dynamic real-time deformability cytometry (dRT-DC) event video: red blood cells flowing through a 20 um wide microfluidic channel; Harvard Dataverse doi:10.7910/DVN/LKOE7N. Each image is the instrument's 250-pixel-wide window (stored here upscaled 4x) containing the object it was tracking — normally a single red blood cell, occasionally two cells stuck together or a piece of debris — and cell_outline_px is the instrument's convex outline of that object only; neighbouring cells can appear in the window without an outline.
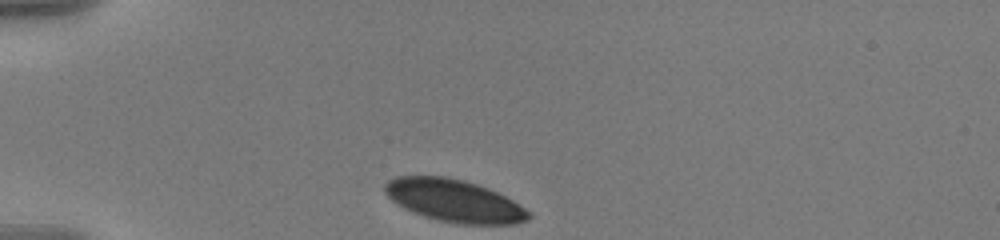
{"species": "human", "species_latin": "Homo sapiens", "temperature_condition": "warm", "stored_images_in_passage": 37, "camera_frame_rate_fps": 3000, "um_per_image_px": 0.085, "donor": {"sex": "male"}, "frame": {"image": 1, "passage_image": 1, "time_ms": 0.0, "image_size_px": [1000, 240], "cell_outline_px": [[532, 216], [528, 220], [516, 224], [456, 224], [424, 216], [412, 212], [404, 208], [392, 200], [384, 192], [384, 184], [388, 180], [396, 176], [444, 176], [464, 180], [488, 188], [512, 200], [532, 212]], "centroid_in_image_um": [38.62, 17.06], "position_along_channel_um": 46.4, "area_um2": 35.6}}
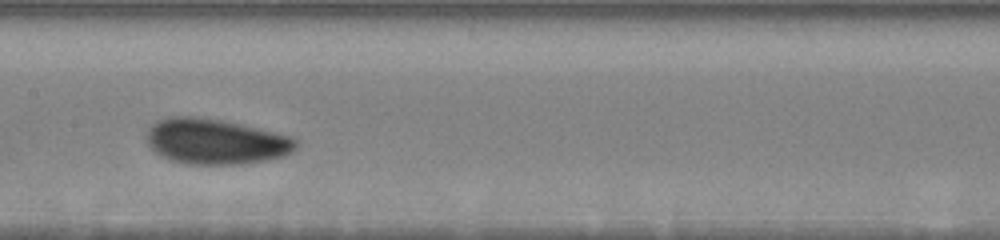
{"frame": {"image": 2, "passage_image": 16, "time_ms": 5.0, "image_size_px": [1000, 240], "cell_outline_px": [[296, 148], [292, 152], [280, 156], [264, 160], [240, 164], [188, 164], [172, 160], [156, 152], [148, 144], [148, 128], [156, 120], [168, 116], [196, 116], [224, 120], [292, 136], [296, 140]], "centroid_in_image_um": [18.31, 12.0], "position_along_channel_um": 189.1, "area_um2": 39.36}}
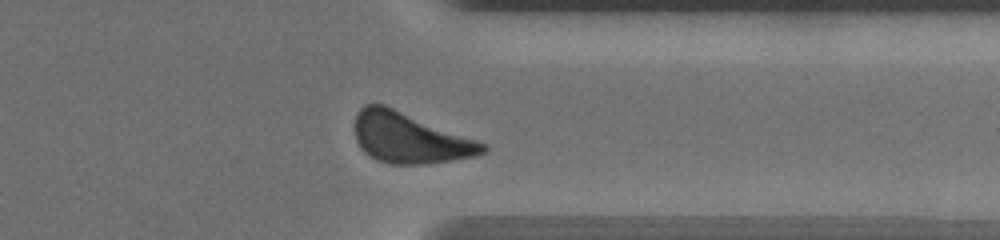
{"frame": {"image": 3, "passage_image": 32, "time_ms": 10.333, "image_size_px": [1000, 240], "cell_outline_px": [[488, 152], [476, 156], [452, 160], [424, 164], [388, 164], [376, 160], [364, 152], [360, 148], [356, 140], [356, 112], [364, 104], [384, 104], [488, 144]], "centroid_in_image_um": [34.84, 11.73], "position_along_channel_um": 376.6, "area_um2": 37.8}, "authors_computed_cell_mechanics": {"area_um2": 38.2636, "velocity_mm_per_s": 3.5252, "shape_relaxation_time_tau1_ms": 2.3462, "shape_relaxation_time_tau2_ms": null, "deformation_change_tau1": 0.09, "deformation_change_tau2": null}}